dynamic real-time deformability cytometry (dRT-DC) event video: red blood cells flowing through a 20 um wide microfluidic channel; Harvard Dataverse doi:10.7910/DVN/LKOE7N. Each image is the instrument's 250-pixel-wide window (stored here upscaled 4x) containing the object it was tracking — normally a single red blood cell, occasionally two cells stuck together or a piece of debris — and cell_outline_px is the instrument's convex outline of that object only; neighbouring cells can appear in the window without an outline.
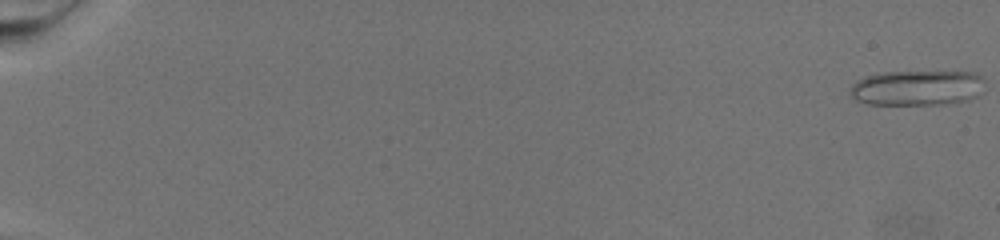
{"species": "common noctule bat (a hibernating species)", "species_latin": "Nyctalus noctula", "temperature_condition": "warm", "stored_images_in_passage": 77, "camera_frame_rate_fps": 3000, "um_per_image_px": 0.085, "animal": {"sex": "female", "body_mass_g": 19.5, "forearm_length_mm": 54.1}, "frame": {"image": 1, "passage_image": 1, "time_ms": 0.0, "image_size_px": [1000, 240], "cell_outline_px": [[984, 80], [976, 96], [968, 100], [944, 104], [868, 104], [856, 100], [848, 96], [848, 88], [856, 80], [864, 76], [880, 72], [976, 72]], "centroid_in_image_um": [77.85, 7.46], "position_along_channel_um": 7.1, "area_um2": 27.8}}
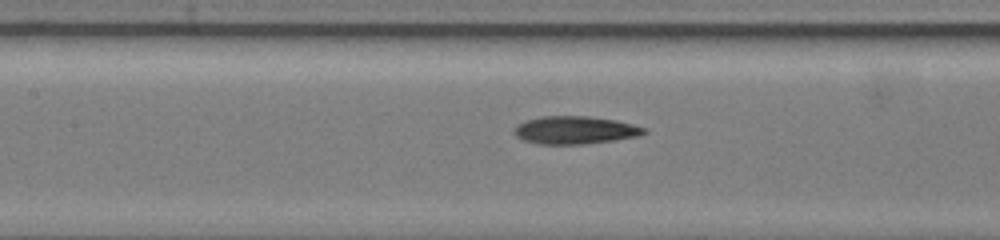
{"frame": {"image": 2, "passage_image": 40, "time_ms": 13.0, "image_size_px": [1000, 240], "cell_outline_px": [[648, 132], [640, 136], [616, 140], [584, 144], [536, 144], [524, 140], [516, 136], [512, 132], [512, 128], [516, 124], [524, 120], [540, 116], [588, 116], [616, 120], [648, 128]], "centroid_in_image_um": [48.86, 11.06], "position_along_channel_um": 158.5, "area_um2": 21.5}}
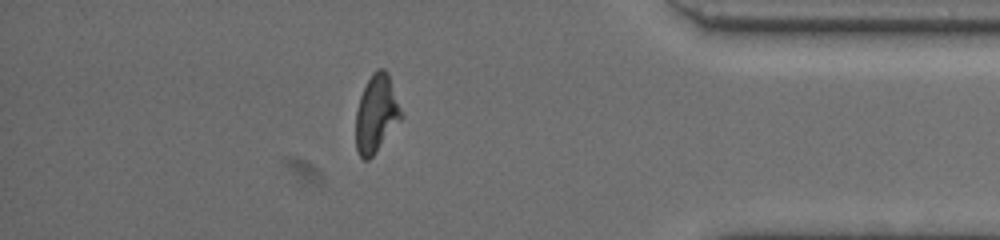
{"frame": {"image": 3, "passage_image": 68, "time_ms": 22.333, "image_size_px": [1000, 240], "cell_outline_px": [[404, 116], [372, 156], [368, 160], [364, 160], [360, 156], [356, 148], [356, 112], [360, 96], [372, 72], [376, 68], [384, 68], [388, 72]], "centroid_in_image_um": [32.0, 9.63], "position_along_channel_um": 403.2, "area_um2": 20.46}}